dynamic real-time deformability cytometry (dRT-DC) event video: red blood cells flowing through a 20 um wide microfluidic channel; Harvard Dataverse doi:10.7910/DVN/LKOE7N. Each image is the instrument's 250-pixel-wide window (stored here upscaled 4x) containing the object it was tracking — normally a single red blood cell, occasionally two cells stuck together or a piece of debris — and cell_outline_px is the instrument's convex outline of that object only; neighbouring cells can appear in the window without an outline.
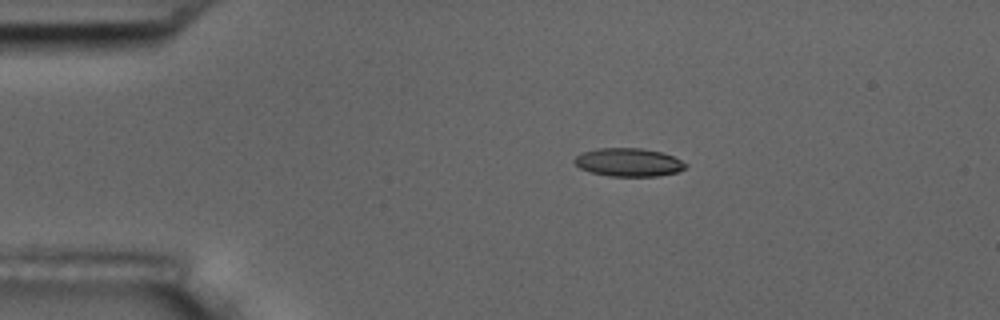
{"species": "common noctule bat (a hibernating species)", "species_latin": "Nyctalus noctula", "temperature_condition": "room temperature", "stored_images_in_passage": 5, "camera_frame_rate_fps": 3000, "um_per_image_px": 0.085, "animal": {"sex": "male", "body_mass_g": 17.5, "forearm_length_mm": 52.3}, "frame": {"image": 1, "passage_image": 1, "time_ms": 0.0, "image_size_px": [1000, 320], "cell_outline_px": [[688, 164], [684, 168], [676, 172], [656, 176], [608, 176], [592, 172], [580, 168], [572, 160], [580, 152], [596, 148], [640, 148], [660, 152], [672, 156]], "centroid_in_image_um": [53.38, 13.79], "position_along_channel_um": 31.6, "area_um2": 18.21}}
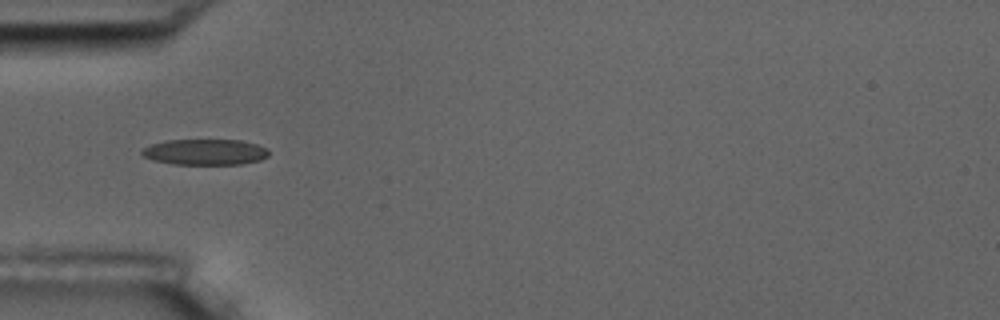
{"frame": {"image": 2, "passage_image": 3, "time_ms": 0.667, "image_size_px": [1000, 320], "cell_outline_px": [[268, 156], [260, 160], [240, 164], [176, 164], [152, 160], [144, 156], [140, 152], [144, 148], [152, 144], [168, 140], [240, 140], [256, 144], [268, 148]], "centroid_in_image_um": [17.45, 12.92], "position_along_channel_um": 67.5, "area_um2": 18.96}}